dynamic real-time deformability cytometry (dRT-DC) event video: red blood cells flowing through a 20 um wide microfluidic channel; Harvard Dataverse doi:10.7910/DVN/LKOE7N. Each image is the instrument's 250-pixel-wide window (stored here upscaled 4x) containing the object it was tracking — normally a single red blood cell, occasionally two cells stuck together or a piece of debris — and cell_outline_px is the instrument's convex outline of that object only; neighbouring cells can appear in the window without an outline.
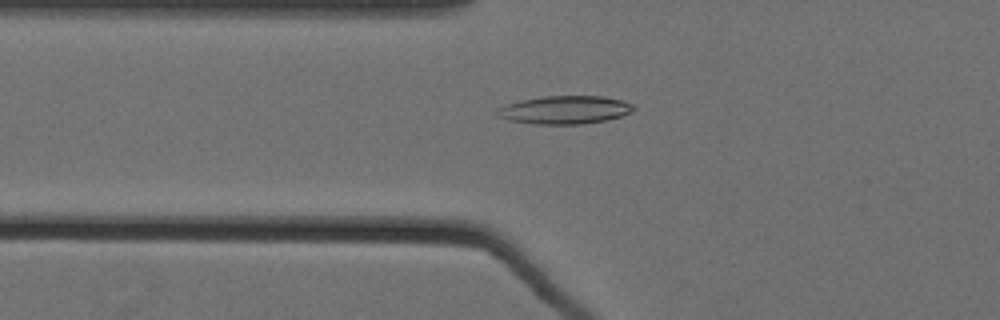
{"species": "Egyptian fruit bat (a non-hibernating species)", "species_latin": "Rousettus aegyptiacus", "temperature_condition": "cold", "stored_images_in_passage": 62, "camera_frame_rate_fps": 3000, "um_per_image_px": 0.085, "animal": {"sex": "female"}, "frame": {"image": 1, "passage_image": 26, "time_ms": 8.333, "image_size_px": [1000, 320], "cell_outline_px": [[636, 108], [632, 112], [620, 116], [604, 120], [584, 124], [532, 124], [508, 120], [500, 116], [496, 112], [496, 108], [504, 104], [520, 100], [544, 96], [604, 96], [624, 100], [636, 104]], "centroid_in_image_um": [48.03, 9.33], "position_along_channel_um": 77.8, "area_um2": 22.66}}
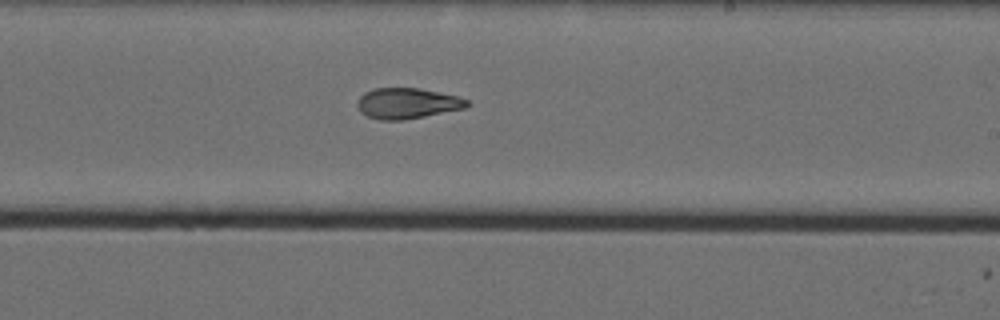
{"frame": {"image": 2, "passage_image": 41, "time_ms": 13.333, "image_size_px": [1000, 320], "cell_outline_px": [[468, 104], [464, 108], [404, 120], [380, 120], [368, 116], [360, 112], [356, 104], [356, 100], [364, 92], [372, 88], [420, 88], [460, 96], [468, 100]], "centroid_in_image_um": [34.57, 8.77], "position_along_channel_um": 254.4, "area_um2": 19.71}}
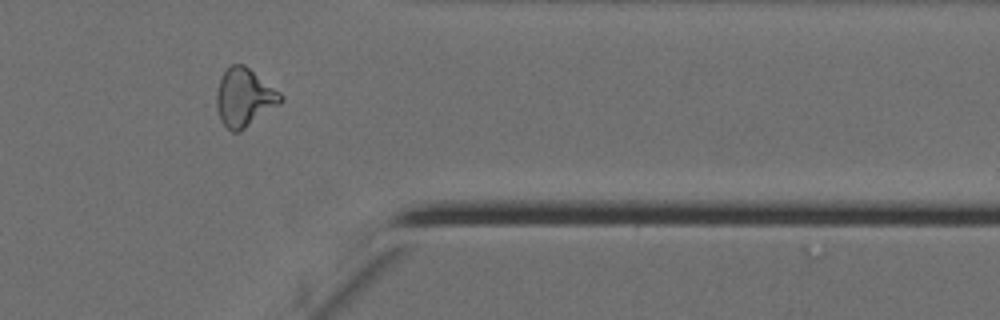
{"frame": {"image": 3, "passage_image": 53, "time_ms": 17.333, "image_size_px": [1000, 320], "cell_outline_px": [[284, 100], [280, 104], [240, 132], [232, 132], [220, 120], [216, 108], [216, 92], [220, 80], [224, 72], [232, 64], [244, 64], [280, 92], [284, 96]], "centroid_in_image_um": [20.77, 8.3], "position_along_channel_um": 390.6, "area_um2": 21.73}, "authors_computed_cell_mechanics": {"area_um2": 20.9814, "velocity_mm_per_s": 3.5385, "shape_relaxation_time_tau1_ms": 10.0932, "shape_relaxation_time_tau2_ms": 2.0897, "deformation_change_tau1": 0.252, "deformation_change_tau2": 0.0903}}